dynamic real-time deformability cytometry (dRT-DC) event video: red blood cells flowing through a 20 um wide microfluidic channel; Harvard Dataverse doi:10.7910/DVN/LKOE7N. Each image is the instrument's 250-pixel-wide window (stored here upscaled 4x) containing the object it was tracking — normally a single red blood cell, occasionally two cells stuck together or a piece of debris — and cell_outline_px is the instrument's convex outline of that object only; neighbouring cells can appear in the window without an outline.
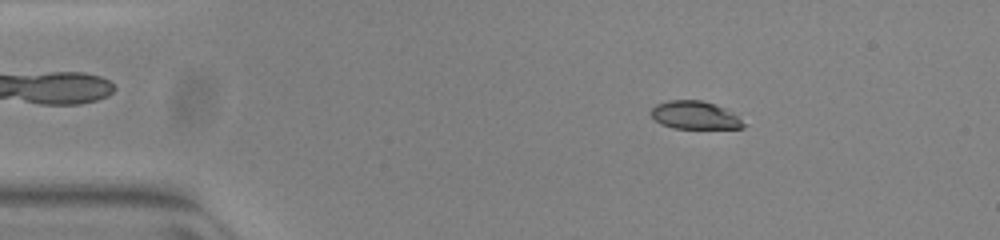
{"species": "common noctule bat (a hibernating species)", "species_latin": "Nyctalus noctula", "temperature_condition": "warm", "stored_images_in_passage": 49, "camera_frame_rate_fps": 3000, "um_per_image_px": 0.085, "animal": {"sex": "female", "body_mass_g": 23.0, "forearm_length_mm": 53.4}, "frame": {"image": 1, "passage_image": 5, "time_ms": 1.333, "image_size_px": [1000, 240], "cell_outline_px": [[748, 124], [744, 128], [672, 128], [660, 124], [648, 112], [656, 104], [668, 100], [700, 100], [716, 104], [728, 108]], "centroid_in_image_um": [59.1, 9.79], "position_along_channel_um": 25.9, "area_um2": 15.43}}
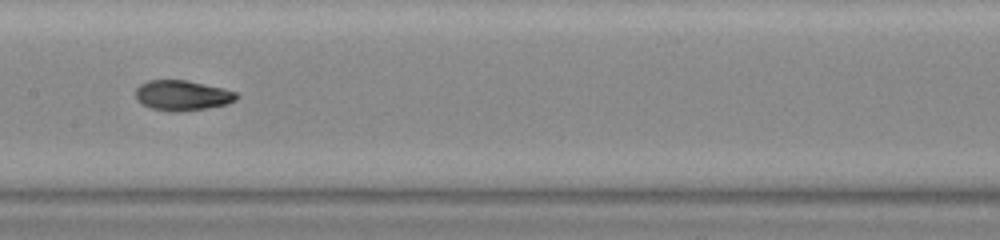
{"frame": {"image": 2, "passage_image": 23, "time_ms": 7.333, "image_size_px": [1000, 240], "cell_outline_px": [[240, 96], [236, 100], [228, 104], [204, 108], [152, 108], [136, 100], [136, 88], [140, 84], [148, 80], [188, 80], [224, 88], [236, 92]], "centroid_in_image_um": [15.54, 8.04], "position_along_channel_um": 191.9, "area_um2": 16.99}}
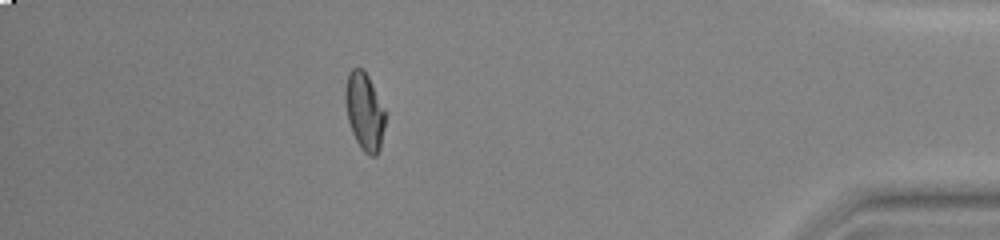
{"frame": {"image": 3, "passage_image": 43, "time_ms": 14.0, "image_size_px": [1000, 240], "cell_outline_px": [[384, 128], [380, 148], [376, 156], [368, 156], [360, 148], [352, 132], [348, 120], [344, 100], [344, 88], [348, 72], [352, 68], [360, 68], [368, 76], [384, 108]], "centroid_in_image_um": [30.95, 9.48], "position_along_channel_um": 404.2, "area_um2": 18.03}, "authors_computed_cell_mechanics": {"area_um2": 17.5134, "velocity_mm_per_s": 3.9189, "shape_relaxation_time_tau1_ms": null, "shape_relaxation_time_tau2_ms": 0.9891, "deformation_change_tau1": null, "deformation_change_tau2": 0.0548}}